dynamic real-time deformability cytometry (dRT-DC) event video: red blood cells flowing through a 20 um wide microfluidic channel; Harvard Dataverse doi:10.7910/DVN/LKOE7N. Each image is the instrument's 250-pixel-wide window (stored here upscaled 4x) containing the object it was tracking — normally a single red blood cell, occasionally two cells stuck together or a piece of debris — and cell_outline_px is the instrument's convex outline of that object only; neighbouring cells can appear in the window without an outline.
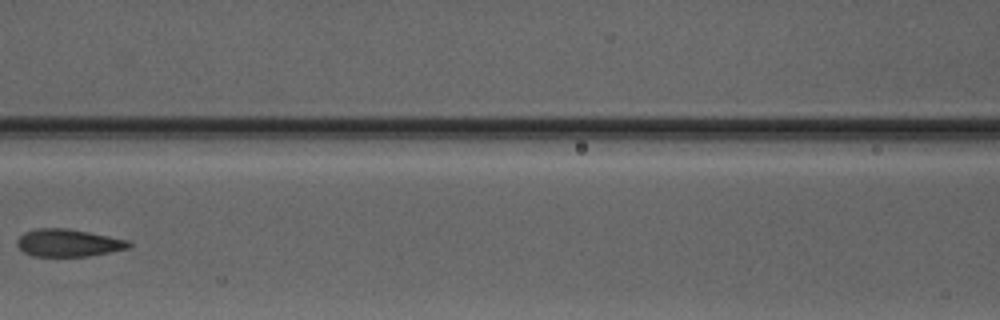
{"species": "Egyptian fruit bat (a non-hibernating species)", "species_latin": "Rousettus aegyptiacus", "temperature_condition": "warm", "stored_images_in_passage": 4, "camera_frame_rate_fps": 3000, "um_per_image_px": 0.085, "animal": {"sex": "male"}, "frame": {"image": 1, "passage_image": 4, "time_ms": 3.667, "image_size_px": [1000, 320], "cell_outline_px": [[132, 244], [128, 248], [112, 252], [88, 256], [32, 256], [24, 252], [16, 244], [16, 240], [24, 232], [36, 228], [64, 228], [88, 232], [128, 240]], "centroid_in_image_um": [5.78, 20.65], "position_along_channel_um": 160.8, "area_um2": 17.86}}